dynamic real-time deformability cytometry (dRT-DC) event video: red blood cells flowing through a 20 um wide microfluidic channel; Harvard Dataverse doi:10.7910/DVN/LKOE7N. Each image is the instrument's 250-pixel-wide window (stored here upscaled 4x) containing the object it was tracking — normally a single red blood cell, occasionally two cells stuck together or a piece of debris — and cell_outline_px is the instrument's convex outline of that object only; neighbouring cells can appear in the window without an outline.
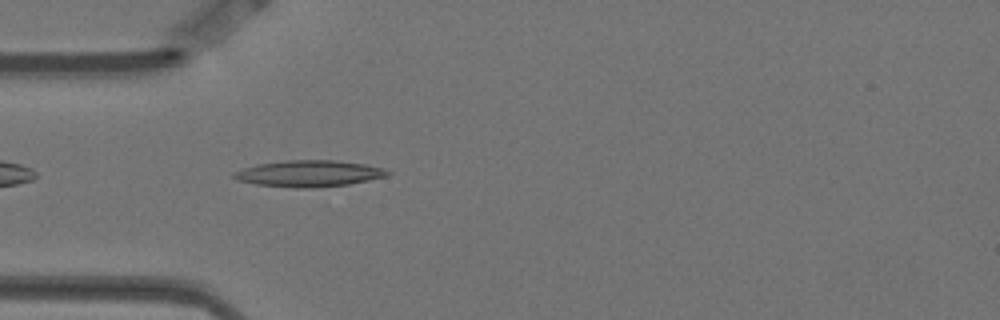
{"species": "Egyptian fruit bat (a non-hibernating species)", "species_latin": "Rousettus aegyptiacus", "temperature_condition": "warm", "stored_images_in_passage": 5, "camera_frame_rate_fps": 3000, "um_per_image_px": 0.085, "animal": {"sex": "female"}, "frame": {"image": 1, "passage_image": 5, "time_ms": 1.333, "image_size_px": [1000, 320], "cell_outline_px": [[392, 172], [388, 176], [348, 184], [312, 188], [296, 188], [256, 184], [236, 180], [232, 176], [232, 172], [256, 164], [284, 160], [336, 160], [364, 164], [380, 168]], "centroid_in_image_um": [26.22, 14.75], "position_along_channel_um": 58.8, "area_um2": 23.64}}